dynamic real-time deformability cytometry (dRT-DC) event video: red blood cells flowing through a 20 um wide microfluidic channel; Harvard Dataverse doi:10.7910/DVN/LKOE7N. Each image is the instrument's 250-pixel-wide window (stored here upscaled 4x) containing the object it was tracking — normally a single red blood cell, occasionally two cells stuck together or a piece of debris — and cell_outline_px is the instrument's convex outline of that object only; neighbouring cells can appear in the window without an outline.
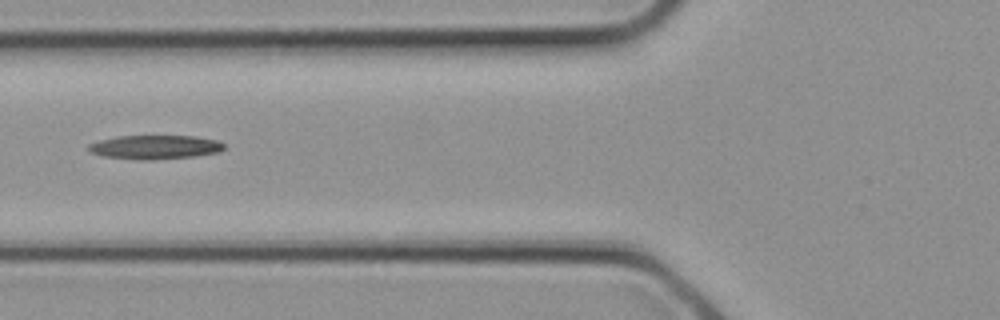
{"species": "common noctule bat (a hibernating species)", "species_latin": "Nyctalus noctula", "temperature_condition": "cold", "stored_images_in_passage": 3, "camera_frame_rate_fps": 3000, "um_per_image_px": 0.085, "animal": {"sex": "female", "body_mass_g": 21.9}, "frame": {"image": 1, "passage_image": 3, "time_ms": 0.667, "image_size_px": [1000, 320], "cell_outline_px": [[224, 148], [220, 152], [196, 156], [152, 160], [136, 160], [100, 156], [88, 152], [88, 144], [100, 140], [116, 136], [192, 136], [216, 140], [224, 144]], "centroid_in_image_um": [13.12, 12.52], "position_along_channel_um": 112.7, "area_um2": 19.13}}